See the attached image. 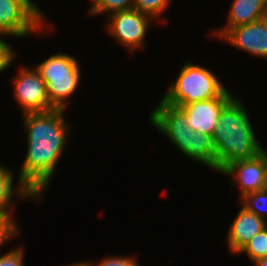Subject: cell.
<instances>
[{
	"mask_svg": "<svg viewBox=\"0 0 267 266\" xmlns=\"http://www.w3.org/2000/svg\"><path fill=\"white\" fill-rule=\"evenodd\" d=\"M64 113V109H52L22 114L27 151L18 178L39 201L51 184L71 135L72 126Z\"/></svg>",
	"mask_w": 267,
	"mask_h": 266,
	"instance_id": "cell-1",
	"label": "cell"
},
{
	"mask_svg": "<svg viewBox=\"0 0 267 266\" xmlns=\"http://www.w3.org/2000/svg\"><path fill=\"white\" fill-rule=\"evenodd\" d=\"M249 116L238 97L223 108L212 136L219 173L233 162L252 159L265 150L256 138Z\"/></svg>",
	"mask_w": 267,
	"mask_h": 266,
	"instance_id": "cell-2",
	"label": "cell"
},
{
	"mask_svg": "<svg viewBox=\"0 0 267 266\" xmlns=\"http://www.w3.org/2000/svg\"><path fill=\"white\" fill-rule=\"evenodd\" d=\"M149 116L150 124L165 135L183 156L216 171L213 137L194 131L179 107L161 99Z\"/></svg>",
	"mask_w": 267,
	"mask_h": 266,
	"instance_id": "cell-3",
	"label": "cell"
},
{
	"mask_svg": "<svg viewBox=\"0 0 267 266\" xmlns=\"http://www.w3.org/2000/svg\"><path fill=\"white\" fill-rule=\"evenodd\" d=\"M180 71L161 98L173 106L219 97L227 88L208 68L191 61L180 67Z\"/></svg>",
	"mask_w": 267,
	"mask_h": 266,
	"instance_id": "cell-4",
	"label": "cell"
},
{
	"mask_svg": "<svg viewBox=\"0 0 267 266\" xmlns=\"http://www.w3.org/2000/svg\"><path fill=\"white\" fill-rule=\"evenodd\" d=\"M46 83L49 103L55 109H67V101L78 89L80 65L73 55L56 53L35 67Z\"/></svg>",
	"mask_w": 267,
	"mask_h": 266,
	"instance_id": "cell-5",
	"label": "cell"
},
{
	"mask_svg": "<svg viewBox=\"0 0 267 266\" xmlns=\"http://www.w3.org/2000/svg\"><path fill=\"white\" fill-rule=\"evenodd\" d=\"M44 11L32 0H0V33L23 38L46 29Z\"/></svg>",
	"mask_w": 267,
	"mask_h": 266,
	"instance_id": "cell-6",
	"label": "cell"
},
{
	"mask_svg": "<svg viewBox=\"0 0 267 266\" xmlns=\"http://www.w3.org/2000/svg\"><path fill=\"white\" fill-rule=\"evenodd\" d=\"M154 22L153 18L133 8L110 14L105 27L115 41L133 53L145 48L146 35Z\"/></svg>",
	"mask_w": 267,
	"mask_h": 266,
	"instance_id": "cell-7",
	"label": "cell"
},
{
	"mask_svg": "<svg viewBox=\"0 0 267 266\" xmlns=\"http://www.w3.org/2000/svg\"><path fill=\"white\" fill-rule=\"evenodd\" d=\"M13 93L22 114L55 109L50 103L46 83L34 67L21 66L14 77Z\"/></svg>",
	"mask_w": 267,
	"mask_h": 266,
	"instance_id": "cell-8",
	"label": "cell"
},
{
	"mask_svg": "<svg viewBox=\"0 0 267 266\" xmlns=\"http://www.w3.org/2000/svg\"><path fill=\"white\" fill-rule=\"evenodd\" d=\"M225 90L219 97L178 106L187 116V124L201 134L213 136L223 108L235 97Z\"/></svg>",
	"mask_w": 267,
	"mask_h": 266,
	"instance_id": "cell-9",
	"label": "cell"
},
{
	"mask_svg": "<svg viewBox=\"0 0 267 266\" xmlns=\"http://www.w3.org/2000/svg\"><path fill=\"white\" fill-rule=\"evenodd\" d=\"M219 40L257 58L267 59V17L231 28Z\"/></svg>",
	"mask_w": 267,
	"mask_h": 266,
	"instance_id": "cell-10",
	"label": "cell"
},
{
	"mask_svg": "<svg viewBox=\"0 0 267 266\" xmlns=\"http://www.w3.org/2000/svg\"><path fill=\"white\" fill-rule=\"evenodd\" d=\"M230 176V184L239 186L240 198L245 194L264 189L265 150L248 160L233 162L222 172ZM234 183V184H233Z\"/></svg>",
	"mask_w": 267,
	"mask_h": 266,
	"instance_id": "cell-11",
	"label": "cell"
},
{
	"mask_svg": "<svg viewBox=\"0 0 267 266\" xmlns=\"http://www.w3.org/2000/svg\"><path fill=\"white\" fill-rule=\"evenodd\" d=\"M267 227V220L258 217L255 213L241 208L231 223L227 234L228 250L238 255V252L260 231Z\"/></svg>",
	"mask_w": 267,
	"mask_h": 266,
	"instance_id": "cell-12",
	"label": "cell"
},
{
	"mask_svg": "<svg viewBox=\"0 0 267 266\" xmlns=\"http://www.w3.org/2000/svg\"><path fill=\"white\" fill-rule=\"evenodd\" d=\"M230 4L227 24L211 33L213 39L219 40L231 28L267 17V0H233Z\"/></svg>",
	"mask_w": 267,
	"mask_h": 266,
	"instance_id": "cell-13",
	"label": "cell"
},
{
	"mask_svg": "<svg viewBox=\"0 0 267 266\" xmlns=\"http://www.w3.org/2000/svg\"><path fill=\"white\" fill-rule=\"evenodd\" d=\"M13 175V171H11L10 168L0 164V214L17 231H20L13 216V210H15L16 207V203L13 201L14 195L15 197H17V200L32 198V200L35 199L38 201V199L20 181H18V183L16 184L17 186L14 187Z\"/></svg>",
	"mask_w": 267,
	"mask_h": 266,
	"instance_id": "cell-14",
	"label": "cell"
},
{
	"mask_svg": "<svg viewBox=\"0 0 267 266\" xmlns=\"http://www.w3.org/2000/svg\"><path fill=\"white\" fill-rule=\"evenodd\" d=\"M172 0H134L133 8L153 18L156 23H166L168 19H162L165 11L170 7Z\"/></svg>",
	"mask_w": 267,
	"mask_h": 266,
	"instance_id": "cell-15",
	"label": "cell"
},
{
	"mask_svg": "<svg viewBox=\"0 0 267 266\" xmlns=\"http://www.w3.org/2000/svg\"><path fill=\"white\" fill-rule=\"evenodd\" d=\"M240 202L247 210L267 220L265 216L267 213V190L263 189L245 194L240 198Z\"/></svg>",
	"mask_w": 267,
	"mask_h": 266,
	"instance_id": "cell-16",
	"label": "cell"
},
{
	"mask_svg": "<svg viewBox=\"0 0 267 266\" xmlns=\"http://www.w3.org/2000/svg\"><path fill=\"white\" fill-rule=\"evenodd\" d=\"M134 0H97L91 5L88 15H101L102 13L109 16L112 13L133 9Z\"/></svg>",
	"mask_w": 267,
	"mask_h": 266,
	"instance_id": "cell-17",
	"label": "cell"
},
{
	"mask_svg": "<svg viewBox=\"0 0 267 266\" xmlns=\"http://www.w3.org/2000/svg\"><path fill=\"white\" fill-rule=\"evenodd\" d=\"M243 253L248 255L252 263L267 256V227L252 237V239L238 252V254Z\"/></svg>",
	"mask_w": 267,
	"mask_h": 266,
	"instance_id": "cell-18",
	"label": "cell"
},
{
	"mask_svg": "<svg viewBox=\"0 0 267 266\" xmlns=\"http://www.w3.org/2000/svg\"><path fill=\"white\" fill-rule=\"evenodd\" d=\"M9 36L0 33V73L4 72L16 58V50L7 43L4 38Z\"/></svg>",
	"mask_w": 267,
	"mask_h": 266,
	"instance_id": "cell-19",
	"label": "cell"
},
{
	"mask_svg": "<svg viewBox=\"0 0 267 266\" xmlns=\"http://www.w3.org/2000/svg\"><path fill=\"white\" fill-rule=\"evenodd\" d=\"M0 266H24V249L21 246L12 248L0 255Z\"/></svg>",
	"mask_w": 267,
	"mask_h": 266,
	"instance_id": "cell-20",
	"label": "cell"
},
{
	"mask_svg": "<svg viewBox=\"0 0 267 266\" xmlns=\"http://www.w3.org/2000/svg\"><path fill=\"white\" fill-rule=\"evenodd\" d=\"M138 258H136L135 256H108V257H104L102 258V260H100V262H98V264H94L93 266H140L138 263Z\"/></svg>",
	"mask_w": 267,
	"mask_h": 266,
	"instance_id": "cell-21",
	"label": "cell"
},
{
	"mask_svg": "<svg viewBox=\"0 0 267 266\" xmlns=\"http://www.w3.org/2000/svg\"><path fill=\"white\" fill-rule=\"evenodd\" d=\"M18 232L1 214H0V246L16 238Z\"/></svg>",
	"mask_w": 267,
	"mask_h": 266,
	"instance_id": "cell-22",
	"label": "cell"
},
{
	"mask_svg": "<svg viewBox=\"0 0 267 266\" xmlns=\"http://www.w3.org/2000/svg\"><path fill=\"white\" fill-rule=\"evenodd\" d=\"M65 266H93L92 262H88V261H79L76 263H72V264H68Z\"/></svg>",
	"mask_w": 267,
	"mask_h": 266,
	"instance_id": "cell-23",
	"label": "cell"
},
{
	"mask_svg": "<svg viewBox=\"0 0 267 266\" xmlns=\"http://www.w3.org/2000/svg\"><path fill=\"white\" fill-rule=\"evenodd\" d=\"M256 266H267V256L262 257L255 262H253Z\"/></svg>",
	"mask_w": 267,
	"mask_h": 266,
	"instance_id": "cell-24",
	"label": "cell"
},
{
	"mask_svg": "<svg viewBox=\"0 0 267 266\" xmlns=\"http://www.w3.org/2000/svg\"><path fill=\"white\" fill-rule=\"evenodd\" d=\"M264 189L267 190V151L265 148V176H264Z\"/></svg>",
	"mask_w": 267,
	"mask_h": 266,
	"instance_id": "cell-25",
	"label": "cell"
},
{
	"mask_svg": "<svg viewBox=\"0 0 267 266\" xmlns=\"http://www.w3.org/2000/svg\"><path fill=\"white\" fill-rule=\"evenodd\" d=\"M91 1L92 5L97 1V0H89Z\"/></svg>",
	"mask_w": 267,
	"mask_h": 266,
	"instance_id": "cell-26",
	"label": "cell"
}]
</instances>
